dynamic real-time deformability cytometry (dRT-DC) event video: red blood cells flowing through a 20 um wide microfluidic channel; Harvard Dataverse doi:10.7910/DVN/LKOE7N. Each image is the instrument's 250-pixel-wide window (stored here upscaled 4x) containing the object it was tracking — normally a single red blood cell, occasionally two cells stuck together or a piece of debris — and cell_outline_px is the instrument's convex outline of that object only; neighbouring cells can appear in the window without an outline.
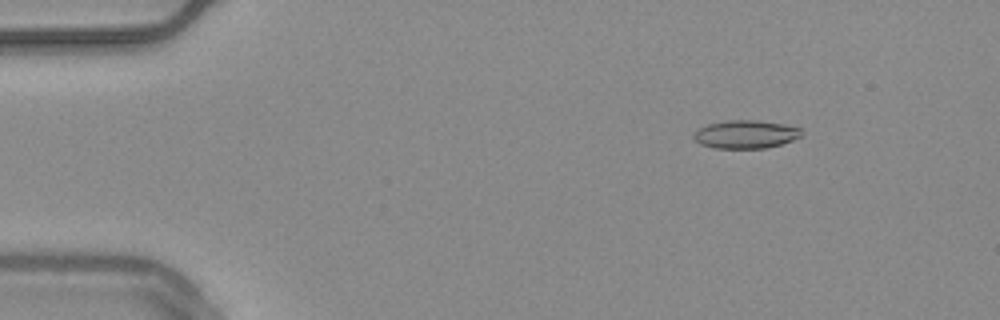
{"species": "common noctule bat (a hibernating species)", "species_latin": "Nyctalus noctula", "temperature_condition": "warm", "stored_images_in_passage": 55, "camera_frame_rate_fps": 3000, "um_per_image_px": 0.085, "animal": {"sex": "male", "body_mass_g": 20.4}, "frame": {"image": 1, "passage_image": 8, "time_ms": 2.333, "image_size_px": [1000, 320], "cell_outline_px": [[800, 136], [792, 140], [780, 144], [764, 148], [712, 148], [700, 144], [692, 136], [692, 132], [708, 124], [728, 120], [756, 120], [784, 124], [800, 128]], "centroid_in_image_um": [63.33, 11.41], "position_along_channel_um": 21.7, "area_um2": 17.57}}
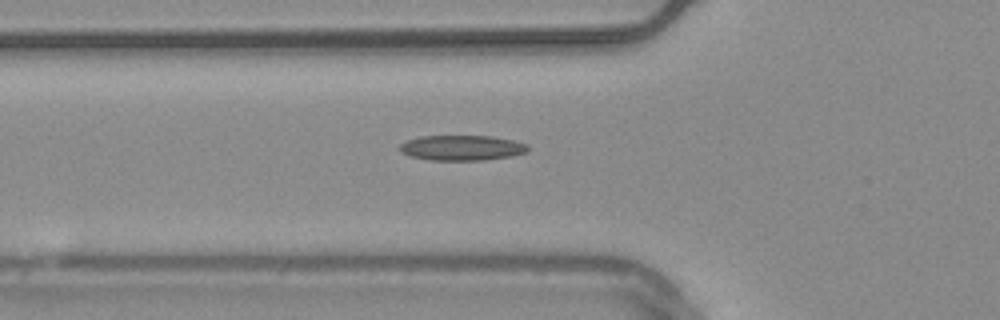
{"frame": {"image": 2, "passage_image": 20, "time_ms": 6.333, "image_size_px": [1000, 320], "cell_outline_px": [[528, 148], [524, 152], [512, 156], [484, 160], [432, 160], [412, 156], [400, 152], [396, 148], [400, 144], [408, 140], [420, 136], [492, 136], [512, 140], [528, 144]], "centroid_in_image_um": [39.23, 12.56], "position_along_channel_um": 86.6, "area_um2": 18.79}}
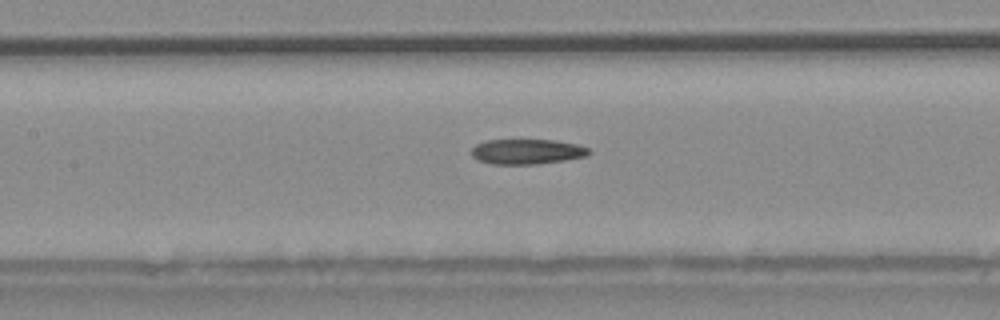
{"frame": {"image": 3, "passage_image": 26, "time_ms": 8.333, "image_size_px": [1000, 320], "cell_outline_px": [[592, 152], [588, 156], [564, 160], [536, 164], [492, 164], [476, 160], [472, 156], [472, 148], [476, 144], [488, 140], [556, 140], [576, 144], [588, 148]], "centroid_in_image_um": [44.79, 12.89], "position_along_channel_um": 162.6, "area_um2": 17.22}}